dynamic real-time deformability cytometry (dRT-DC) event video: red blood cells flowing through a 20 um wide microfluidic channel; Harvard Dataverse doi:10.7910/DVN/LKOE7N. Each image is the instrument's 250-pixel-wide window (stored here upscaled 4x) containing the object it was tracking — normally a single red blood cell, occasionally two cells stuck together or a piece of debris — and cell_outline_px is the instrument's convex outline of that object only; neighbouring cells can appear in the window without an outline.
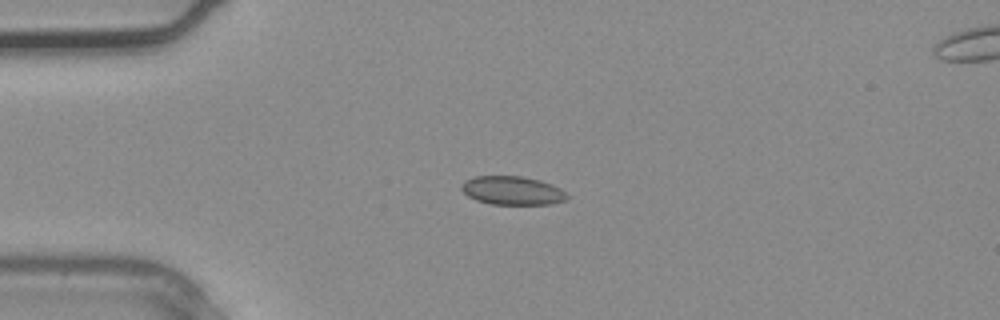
{"species": "common noctule bat (a hibernating species)", "species_latin": "Nyctalus noctula", "temperature_condition": "warm", "stored_images_in_passage": 2, "camera_frame_rate_fps": 3000, "um_per_image_px": 0.085, "animal": {"sex": "male", "body_mass_g": 20.4}, "frame": {"image": 1, "passage_image": 1, "time_ms": 0.0, "image_size_px": [1000, 320], "cell_outline_px": [[568, 196], [564, 200], [552, 204], [492, 204], [476, 200], [468, 196], [460, 188], [460, 184], [464, 180], [476, 176], [520, 176], [540, 180], [552, 184], [560, 188]], "centroid_in_image_um": [43.51, 16.19], "position_along_channel_um": 41.5, "area_um2": 17.57}}